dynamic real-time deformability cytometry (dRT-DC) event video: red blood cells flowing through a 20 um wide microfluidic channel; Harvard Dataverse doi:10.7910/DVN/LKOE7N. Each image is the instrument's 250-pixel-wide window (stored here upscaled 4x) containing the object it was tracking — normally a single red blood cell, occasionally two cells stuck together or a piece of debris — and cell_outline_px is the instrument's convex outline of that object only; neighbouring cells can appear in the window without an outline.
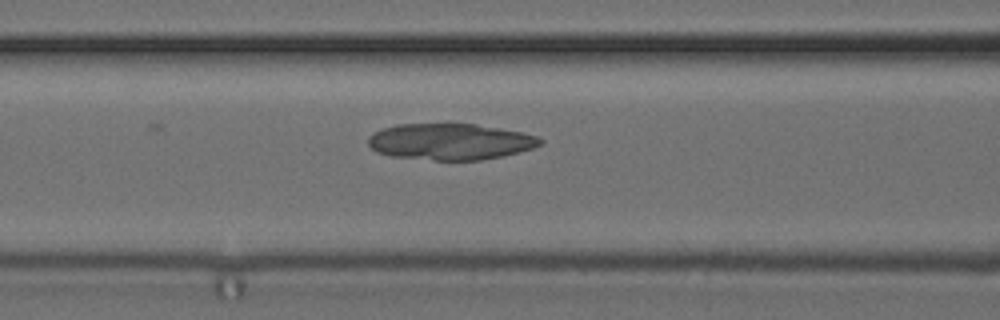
{"species": "common noctule bat (a hibernating species)", "species_latin": "Nyctalus noctula", "temperature_condition": "cold", "stored_images_in_passage": 37, "camera_frame_rate_fps": 3000, "um_per_image_px": 0.085, "animal": {"sex": "female", "body_mass_g": 24.6, "forearm_length_mm": 56.2}, "frame": {"image": 1, "passage_image": 6, "time_ms": 1.667, "image_size_px": [1000, 320], "cell_outline_px": [[544, 140], [540, 144], [532, 148], [504, 156], [480, 160], [436, 160], [392, 156], [376, 152], [368, 144], [368, 136], [372, 132], [396, 124], [476, 124], [520, 132], [536, 136]], "centroid_in_image_um": [38.23, 12.04], "position_along_channel_um": 128.4, "area_um2": 36.24}}
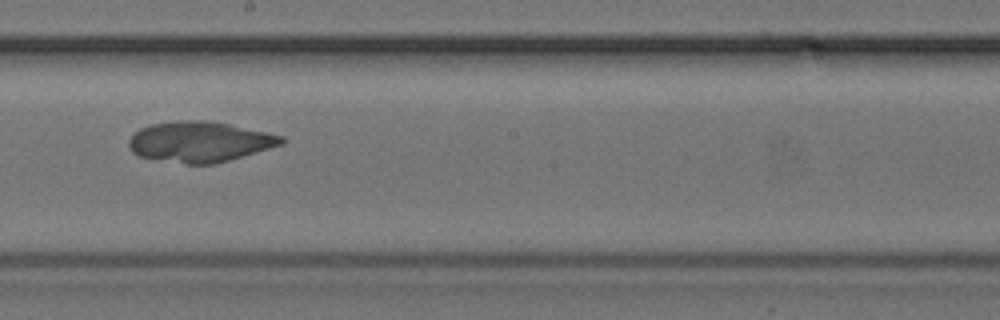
{"frame": {"image": 2, "passage_image": 14, "time_ms": 4.333, "image_size_px": [1000, 320], "cell_outline_px": [[288, 140], [284, 144], [216, 164], [188, 164], [136, 156], [128, 148], [128, 140], [140, 128], [152, 124], [176, 120], [200, 120], [228, 124], [284, 136]], "centroid_in_image_um": [16.98, 12.06], "position_along_channel_um": 231.2, "area_um2": 36.07}}
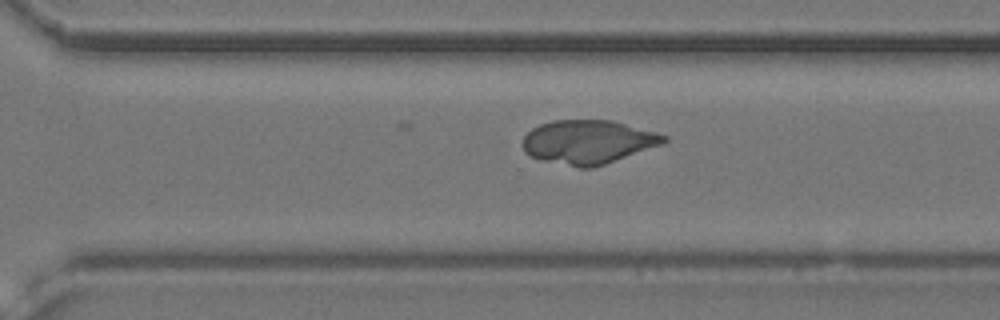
{"frame": {"image": 3, "passage_image": 21, "time_ms": 6.667, "image_size_px": [1000, 320], "cell_outline_px": [[668, 140], [660, 144], [604, 164], [592, 168], [580, 168], [540, 160], [524, 152], [524, 136], [532, 128], [540, 124], [552, 120], [612, 120], [656, 132], [668, 136]], "centroid_in_image_um": [49.96, 12.06], "position_along_channel_um": 320.6, "area_um2": 35.72}}